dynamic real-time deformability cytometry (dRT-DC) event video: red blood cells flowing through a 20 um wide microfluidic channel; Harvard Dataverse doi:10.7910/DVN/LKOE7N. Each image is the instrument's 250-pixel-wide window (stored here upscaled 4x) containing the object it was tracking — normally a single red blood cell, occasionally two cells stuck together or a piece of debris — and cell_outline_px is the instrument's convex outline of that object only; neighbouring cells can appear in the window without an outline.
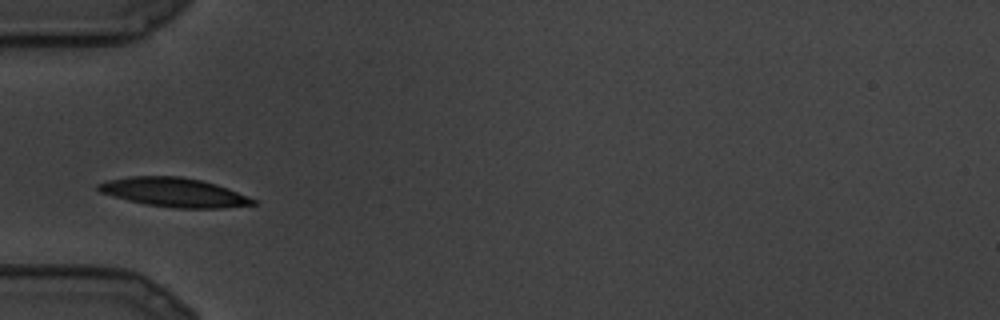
{"species": "common noctule bat (a hibernating species)", "species_latin": "Nyctalus noctula", "temperature_condition": "cold", "stored_images_in_passage": 7, "camera_frame_rate_fps": 3000, "um_per_image_px": 0.085, "animal": {"sex": "male", "body_mass_g": 19.5, "forearm_length_mm": 54.6}, "frame": {"image": 1, "passage_image": 4, "time_ms": 1.0, "image_size_px": [1000, 320], "cell_outline_px": [[260, 204], [220, 208], [176, 208], [144, 204], [128, 200], [100, 192], [96, 188], [96, 184], [108, 180], [128, 176], [180, 176], [200, 180], [216, 184], [228, 188], [248, 196], [256, 200]], "centroid_in_image_um": [14.81, 16.35], "position_along_channel_um": 70.2, "area_um2": 26.24}}
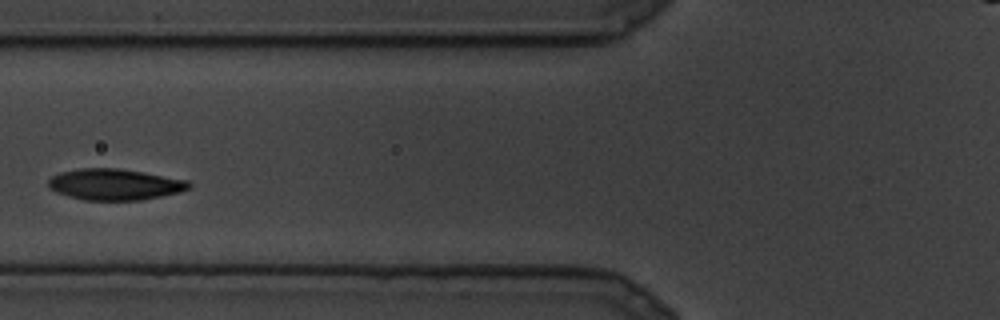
{"frame": {"image": 2, "passage_image": 6, "time_ms": 1.667, "image_size_px": [1000, 320], "cell_outline_px": [[192, 184], [188, 188], [176, 192], [160, 196], [140, 200], [84, 200], [68, 196], [56, 192], [48, 188], [48, 180], [52, 176], [60, 172], [80, 168], [116, 168], [188, 180]], "centroid_in_image_um": [9.69, 15.67], "position_along_channel_um": 116.1, "area_um2": 25.26}}